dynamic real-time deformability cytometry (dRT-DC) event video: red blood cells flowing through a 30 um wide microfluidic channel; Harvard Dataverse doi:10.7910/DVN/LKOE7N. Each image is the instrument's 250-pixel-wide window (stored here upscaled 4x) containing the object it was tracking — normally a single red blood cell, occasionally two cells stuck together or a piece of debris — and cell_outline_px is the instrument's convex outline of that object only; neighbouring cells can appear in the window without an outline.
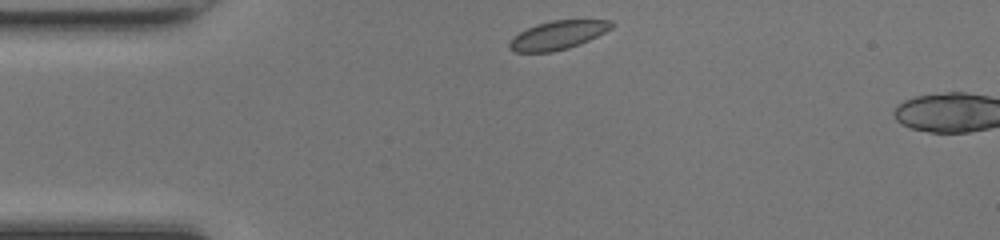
{"species": "common noctule bat (a hibernating species)", "species_latin": "Nyctalus noctula", "temperature_condition": "room temperature", "stored_images_in_passage": 3, "camera_frame_rate_fps": 3000, "um_per_image_px": 0.085, "animal": {"sex": "female", "body_mass_g": 17.0, "forearm_length_mm": 48.0}, "frame": {"image": 1, "passage_image": 1, "time_ms": 0.0, "image_size_px": [1000, 240], "cell_outline_px": [[616, 24], [612, 28], [580, 44], [568, 48], [552, 52], [516, 52], [508, 48], [508, 44], [520, 32], [536, 24], [552, 20], [612, 20]], "centroid_in_image_um": [47.44, 2.98], "position_along_channel_um": 37.6, "area_um2": 16.88}}